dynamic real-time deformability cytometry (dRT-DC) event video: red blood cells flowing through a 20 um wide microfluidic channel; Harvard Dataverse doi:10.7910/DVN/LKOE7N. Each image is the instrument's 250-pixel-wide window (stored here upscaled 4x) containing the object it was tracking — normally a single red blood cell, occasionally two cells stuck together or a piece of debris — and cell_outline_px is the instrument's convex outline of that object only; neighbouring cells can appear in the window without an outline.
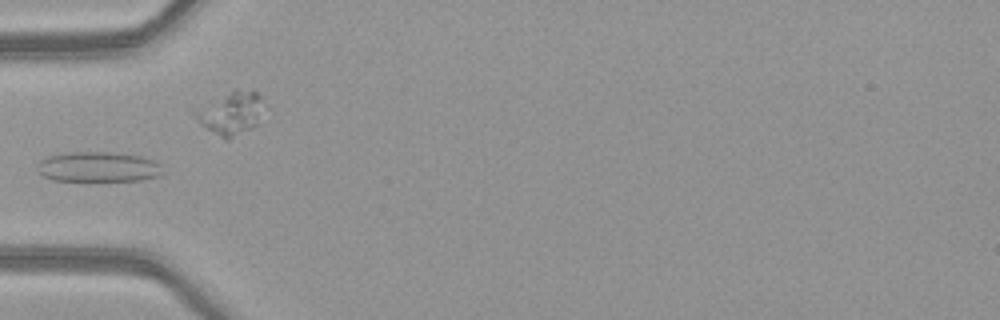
{"species": "common noctule bat (a hibernating species)", "species_latin": "Nyctalus noctula", "temperature_condition": "warm", "stored_images_in_passage": 5, "camera_frame_rate_fps": 3000, "um_per_image_px": 0.085, "animal": {"sex": "female", "body_mass_g": 21.9}, "frame": {"image": 1, "passage_image": 3, "time_ms": 0.667, "image_size_px": [1000, 320], "cell_outline_px": [[164, 172], [160, 176], [140, 180], [96, 184], [52, 180], [44, 176], [36, 168], [40, 160], [48, 156], [68, 152], [108, 152], [140, 156], [152, 160], [160, 164]], "centroid_in_image_um": [8.35, 14.25], "position_along_channel_um": 76.7, "area_um2": 23.12}}
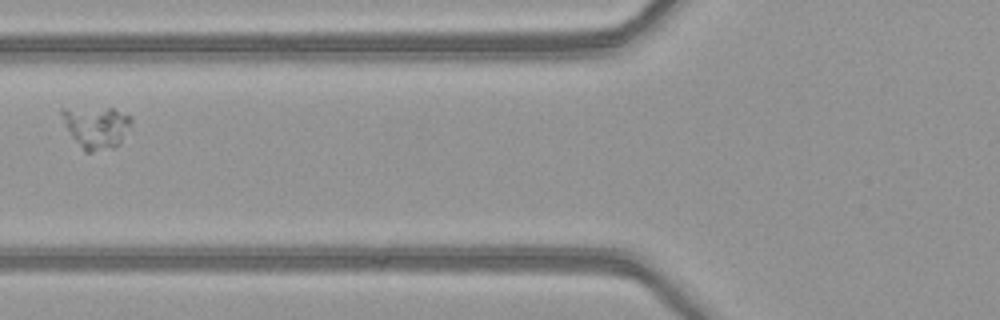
{"frame": {"image": 2, "passage_image": 4, "time_ms": 1.0, "image_size_px": [1000, 320], "cell_outline_px": [[132, 120], [120, 144], [112, 148], [92, 152], [84, 152], [72, 136], [64, 124], [60, 112], [60, 108], [112, 108], [132, 116]], "centroid_in_image_um": [8.17, 10.8], "position_along_channel_um": 117.6, "area_um2": 16.99}}
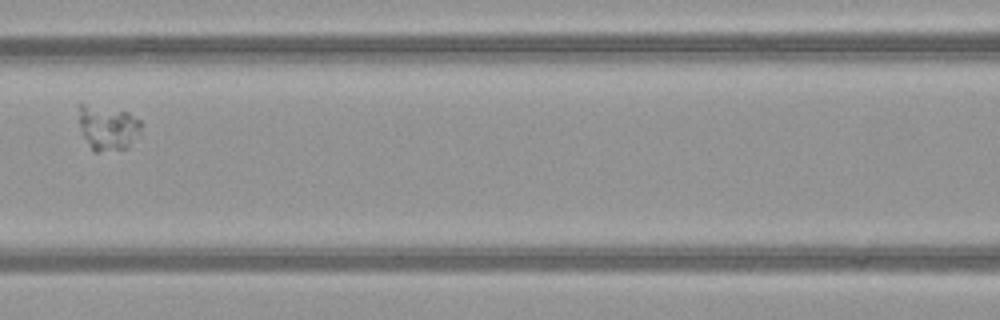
{"frame": {"image": 3, "passage_image": 5, "time_ms": 1.333, "image_size_px": [1000, 320], "cell_outline_px": [[144, 124], [140, 136], [124, 148], [96, 152], [92, 152], [84, 136], [80, 124], [76, 104], [84, 104], [128, 112], [140, 120]], "centroid_in_image_um": [9.18, 10.84], "position_along_channel_um": 157.4, "area_um2": 16.36}}